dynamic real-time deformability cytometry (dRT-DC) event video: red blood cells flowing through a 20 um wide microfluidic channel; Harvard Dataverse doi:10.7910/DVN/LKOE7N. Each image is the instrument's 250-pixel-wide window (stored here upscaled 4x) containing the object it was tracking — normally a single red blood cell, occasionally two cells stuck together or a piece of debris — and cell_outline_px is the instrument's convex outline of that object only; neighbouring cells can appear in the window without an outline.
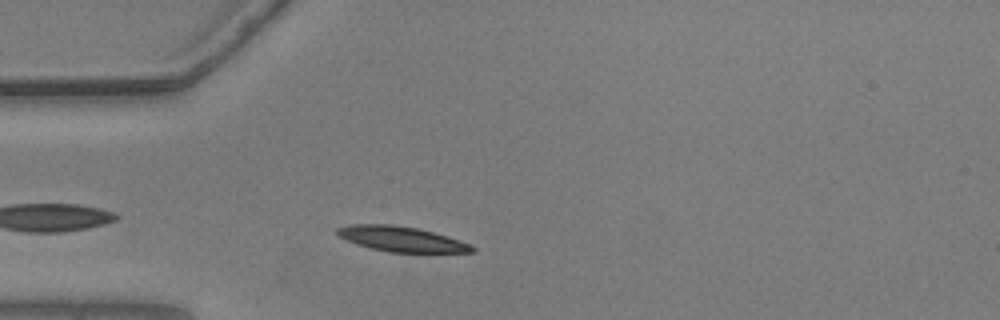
{"species": "common noctule bat (a hibernating species)", "species_latin": "Nyctalus noctula", "temperature_condition": "warm", "stored_images_in_passage": 37, "camera_frame_rate_fps": 3000, "um_per_image_px": 0.085, "animal": {"sex": "male", "body_mass_g": 20.5, "forearm_length_mm": 52.5}, "frame": {"image": 1, "passage_image": 5, "time_ms": 1.333, "image_size_px": [1000, 320], "cell_outline_px": [[476, 252], [388, 252], [356, 244], [340, 236], [336, 232], [336, 228], [348, 224], [392, 224], [416, 228], [432, 232], [460, 240], [472, 244], [476, 248]], "centroid_in_image_um": [34.13, 20.31], "position_along_channel_um": 50.9, "area_um2": 19.65}}
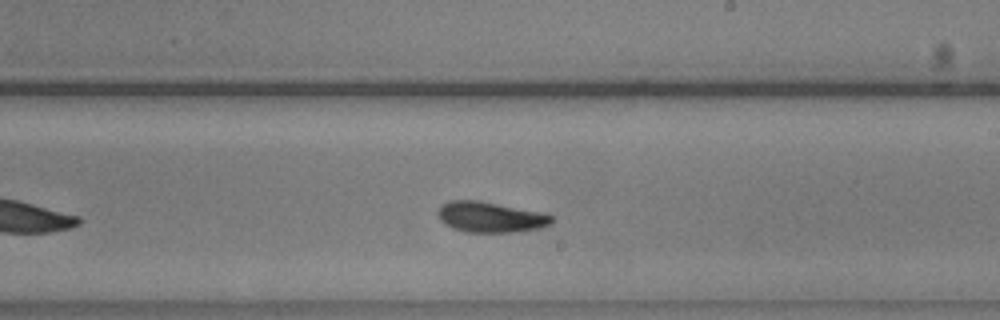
{"frame": {"image": 2, "passage_image": 22, "time_ms": 7.0, "image_size_px": [1000, 320], "cell_outline_px": [[552, 224], [540, 228], [516, 232], [464, 232], [452, 228], [444, 224], [440, 220], [436, 212], [444, 204], [452, 200], [476, 200], [540, 212], [552, 216]], "centroid_in_image_um": [41.66, 18.47], "position_along_channel_um": 247.3, "area_um2": 20.11}}
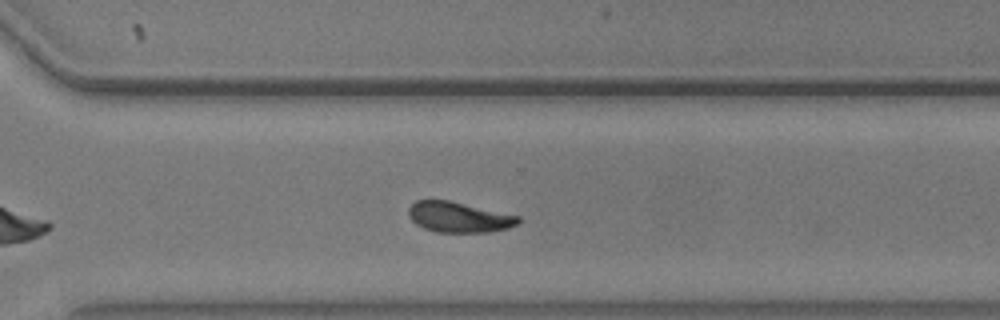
{"frame": {"image": 3, "passage_image": 29, "time_ms": 9.333, "image_size_px": [1000, 320], "cell_outline_px": [[520, 220], [516, 224], [508, 228], [488, 232], [436, 232], [424, 228], [416, 224], [408, 216], [408, 208], [416, 200], [448, 200], [520, 216]], "centroid_in_image_um": [38.97, 18.46], "position_along_channel_um": 331.6, "area_um2": 19.36}, "authors_computed_cell_mechanics": {"area_um2": 19.9988, "velocity_mm_per_s": 3.6326, "shape_relaxation_time_tau1_ms": 2.7248, "shape_relaxation_time_tau2_ms": 4.3948, "deformation_change_tau1": 0.1326, "deformation_change_tau2": 0.0658}}